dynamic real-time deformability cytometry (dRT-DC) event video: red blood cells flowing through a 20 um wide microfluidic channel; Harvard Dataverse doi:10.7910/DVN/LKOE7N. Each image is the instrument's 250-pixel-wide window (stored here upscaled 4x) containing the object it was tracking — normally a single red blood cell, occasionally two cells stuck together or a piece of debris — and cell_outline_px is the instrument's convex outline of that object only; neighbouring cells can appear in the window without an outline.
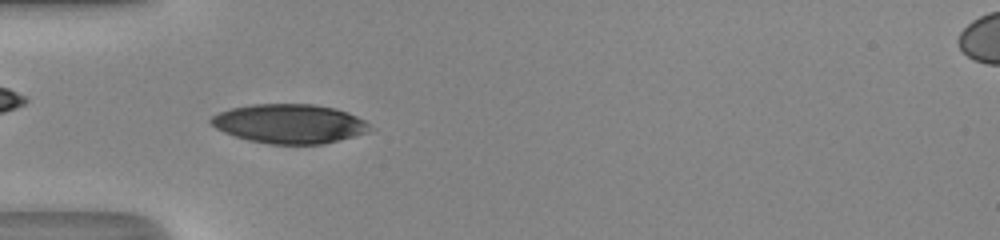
{"species": "human", "species_latin": "Homo sapiens", "temperature_condition": "room temperature", "stored_images_in_passage": 43, "camera_frame_rate_fps": 3000, "um_per_image_px": 0.085, "donor": {"sex": "male"}, "frame": {"image": 1, "passage_image": 9, "time_ms": 2.667, "image_size_px": [1000, 240], "cell_outline_px": [[376, 128], [368, 132], [324, 144], [268, 144], [248, 140], [224, 132], [216, 128], [208, 120], [212, 116], [220, 112], [232, 108], [252, 104], [312, 104], [336, 108], [348, 112], [364, 120]], "centroid_in_image_um": [24.64, 10.52], "position_along_channel_um": 60.4, "area_um2": 36.41}}
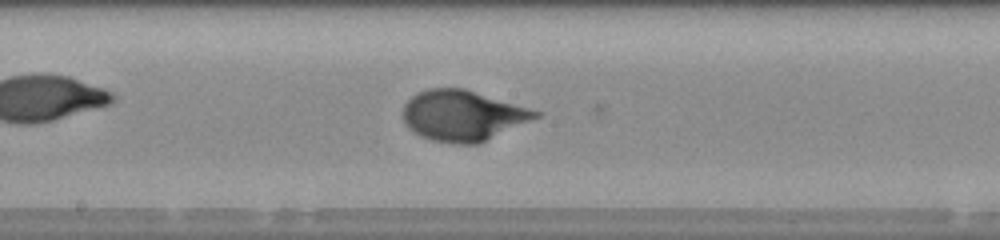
{"frame": {"image": 2, "passage_image": 20, "time_ms": 6.333, "image_size_px": [1000, 240], "cell_outline_px": [[544, 112], [540, 116], [480, 144], [456, 144], [432, 140], [420, 136], [412, 132], [408, 128], [404, 120], [404, 104], [416, 92], [428, 88], [464, 88]], "centroid_in_image_um": [39.35, 9.83], "position_along_channel_um": 208.9, "area_um2": 39.3}}
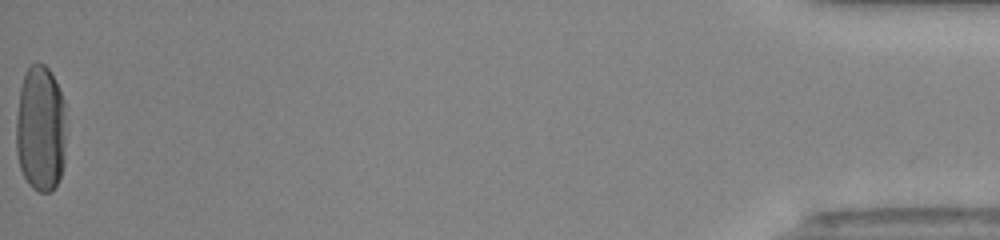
{"frame": {"image": 3, "passage_image": 43, "time_ms": 14.0, "image_size_px": [1000, 240], "cell_outline_px": [[64, 164], [60, 176], [56, 184], [48, 192], [40, 192], [32, 188], [28, 184], [20, 168], [16, 152], [16, 116], [20, 88], [24, 76], [28, 68], [36, 60], [44, 64], [48, 68], [64, 100]], "centroid_in_image_um": [3.42, 10.94], "position_along_channel_um": 431.8, "area_um2": 36.93}}